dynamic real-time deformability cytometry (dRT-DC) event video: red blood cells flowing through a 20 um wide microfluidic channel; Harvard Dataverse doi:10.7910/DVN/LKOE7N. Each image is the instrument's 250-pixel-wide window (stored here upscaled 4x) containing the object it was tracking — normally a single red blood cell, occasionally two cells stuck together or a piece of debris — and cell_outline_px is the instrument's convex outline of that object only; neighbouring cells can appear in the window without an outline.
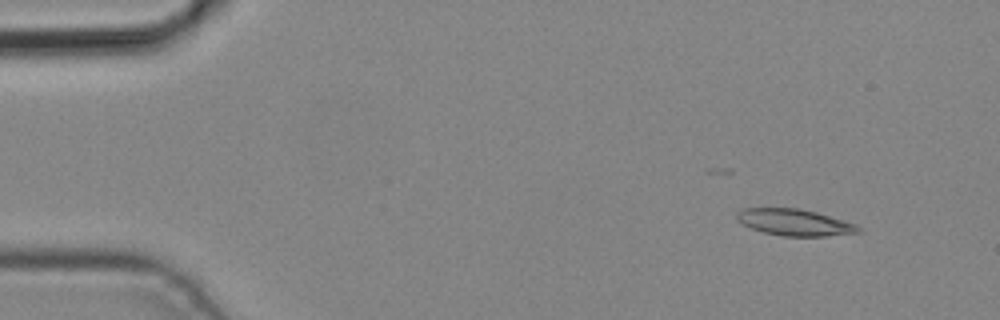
{"species": "common noctule bat (a hibernating species)", "species_latin": "Nyctalus noctula", "temperature_condition": "cold", "stored_images_in_passage": 4, "camera_frame_rate_fps": 3000, "um_per_image_px": 0.085, "animal": {"sex": "male", "body_mass_g": 19.2, "forearm_length_mm": 51.8}, "frame": {"image": 1, "passage_image": 1, "time_ms": 0.0, "image_size_px": [1000, 320], "cell_outline_px": [[860, 232], [824, 236], [784, 236], [764, 232], [752, 228], [736, 220], [736, 212], [740, 208], [800, 208], [816, 212], [856, 224], [860, 228]], "centroid_in_image_um": [67.5, 18.89], "position_along_channel_um": 17.5, "area_um2": 18.67}}
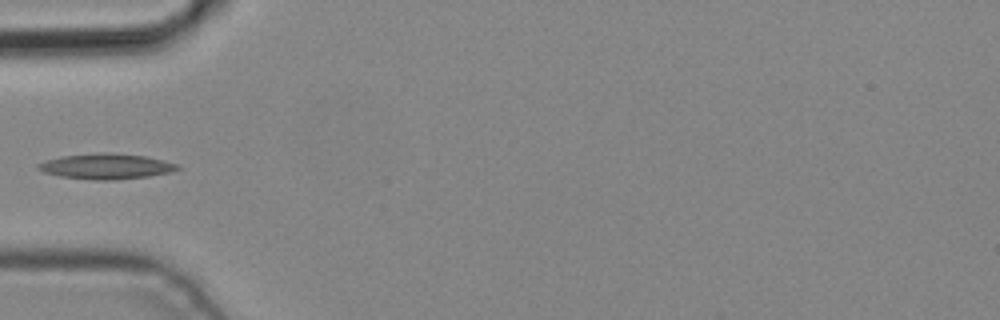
{"frame": {"image": 2, "passage_image": 4, "time_ms": 1.0, "image_size_px": [1000, 320], "cell_outline_px": [[180, 168], [168, 172], [148, 176], [112, 180], [92, 180], [60, 176], [44, 172], [36, 168], [36, 164], [60, 156], [100, 152], [112, 152], [144, 156], [164, 160], [180, 164]], "centroid_in_image_um": [9.01, 14.13], "position_along_channel_um": 76.0, "area_um2": 20.69}}